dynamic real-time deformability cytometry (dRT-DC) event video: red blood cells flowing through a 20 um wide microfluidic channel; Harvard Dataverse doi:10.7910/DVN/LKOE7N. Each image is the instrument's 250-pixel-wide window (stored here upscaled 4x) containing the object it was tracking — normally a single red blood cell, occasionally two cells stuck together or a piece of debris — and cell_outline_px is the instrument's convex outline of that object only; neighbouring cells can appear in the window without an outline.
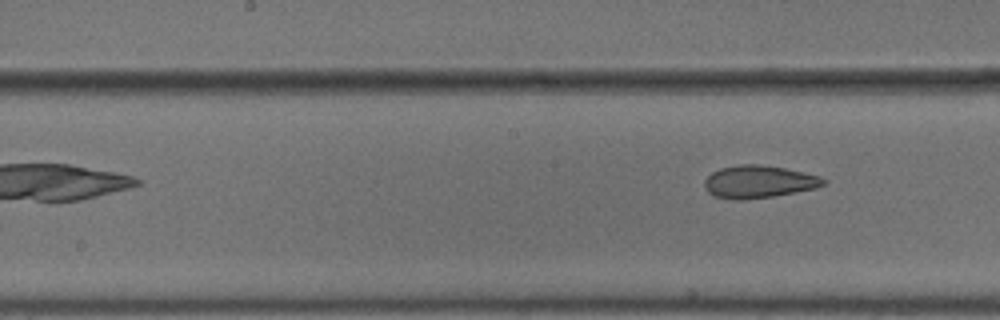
{"species": "common noctule bat (a hibernating species)", "species_latin": "Nyctalus noctula", "temperature_condition": "cold", "stored_images_in_passage": 8, "camera_frame_rate_fps": 3000, "um_per_image_px": 0.085, "animal": {"sex": "male", "body_mass_g": 18.8}, "frame": {"image": 1, "passage_image": 8, "time_ms": 2.333, "image_size_px": [1000, 320], "cell_outline_px": [[828, 180], [824, 184], [816, 188], [772, 196], [744, 200], [732, 200], [712, 196], [708, 192], [704, 184], [704, 180], [712, 172], [720, 168], [740, 164], [760, 164], [784, 168], [804, 172], [820, 176]], "centroid_in_image_um": [64.47, 15.45], "position_along_channel_um": 183.7, "area_um2": 22.66}}